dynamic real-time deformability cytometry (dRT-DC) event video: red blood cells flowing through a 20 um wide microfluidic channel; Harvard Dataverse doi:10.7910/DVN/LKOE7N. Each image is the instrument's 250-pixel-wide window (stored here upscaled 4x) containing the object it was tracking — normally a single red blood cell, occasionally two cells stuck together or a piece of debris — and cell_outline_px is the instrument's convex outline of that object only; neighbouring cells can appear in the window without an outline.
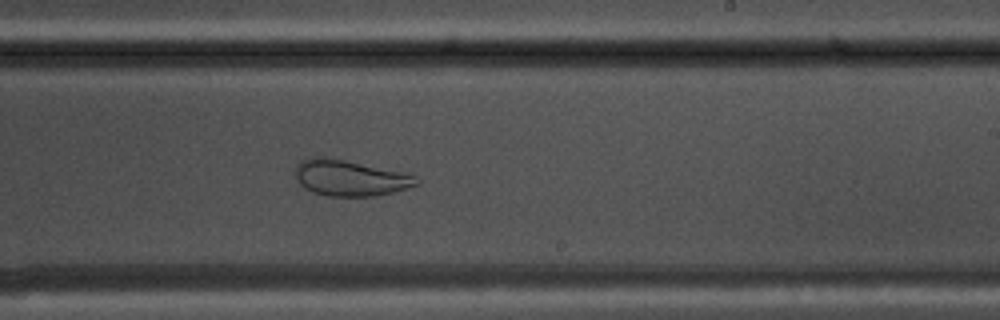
{"species": "common noctule bat (a hibernating species)", "species_latin": "Nyctalus noctula", "temperature_condition": "warm", "stored_images_in_passage": 46, "camera_frame_rate_fps": 3000, "um_per_image_px": 0.085, "animal": {"sex": "male", "body_mass_g": 17.5, "forearm_length_mm": 52.3}, "frame": {"image": 1, "passage_image": 25, "time_ms": 8.0, "image_size_px": [1000, 320], "cell_outline_px": [[420, 184], [408, 188], [376, 196], [328, 196], [312, 192], [304, 188], [300, 184], [296, 176], [296, 164], [300, 160], [316, 156], [324, 156], [404, 172], [416, 176], [420, 180]], "centroid_in_image_um": [29.76, 15.12], "position_along_channel_um": 259.2, "area_um2": 25.49}}
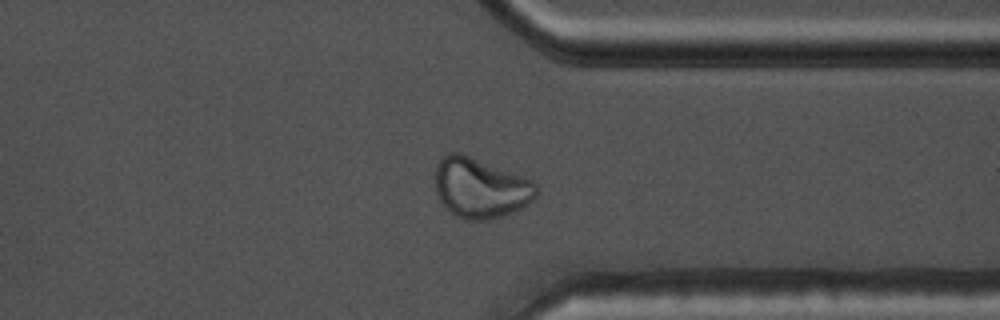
{"frame": {"image": 2, "passage_image": 34, "time_ms": 11.0, "image_size_px": [1000, 320], "cell_outline_px": [[540, 188], [536, 196], [528, 204], [512, 212], [500, 216], [484, 220], [468, 220], [456, 216], [444, 208], [436, 192], [436, 164], [448, 152], [460, 152], [528, 176]], "centroid_in_image_um": [40.87, 15.95], "position_along_channel_um": 370.5, "area_um2": 35.95}}
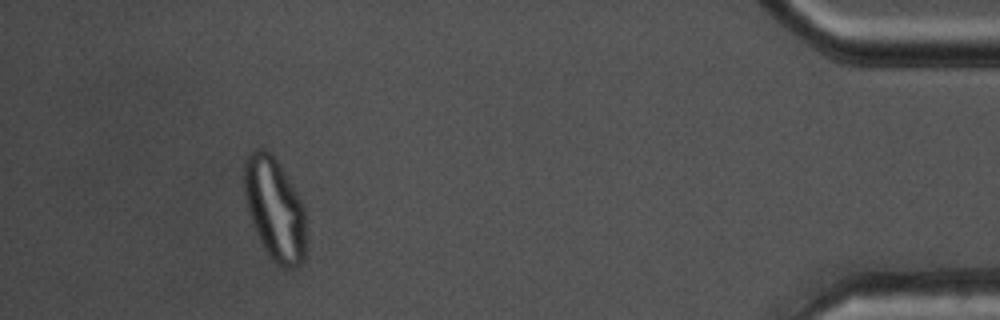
{"frame": {"image": 3, "passage_image": 42, "time_ms": 13.667, "image_size_px": [1000, 320], "cell_outline_px": [[304, 260], [296, 268], [284, 268], [276, 264], [268, 256], [252, 224], [248, 212], [244, 196], [244, 164], [248, 156], [256, 148], [264, 148], [276, 160], [296, 192], [304, 208]], "centroid_in_image_um": [23.32, 17.8], "position_along_channel_um": 411.9, "area_um2": 36.53}}